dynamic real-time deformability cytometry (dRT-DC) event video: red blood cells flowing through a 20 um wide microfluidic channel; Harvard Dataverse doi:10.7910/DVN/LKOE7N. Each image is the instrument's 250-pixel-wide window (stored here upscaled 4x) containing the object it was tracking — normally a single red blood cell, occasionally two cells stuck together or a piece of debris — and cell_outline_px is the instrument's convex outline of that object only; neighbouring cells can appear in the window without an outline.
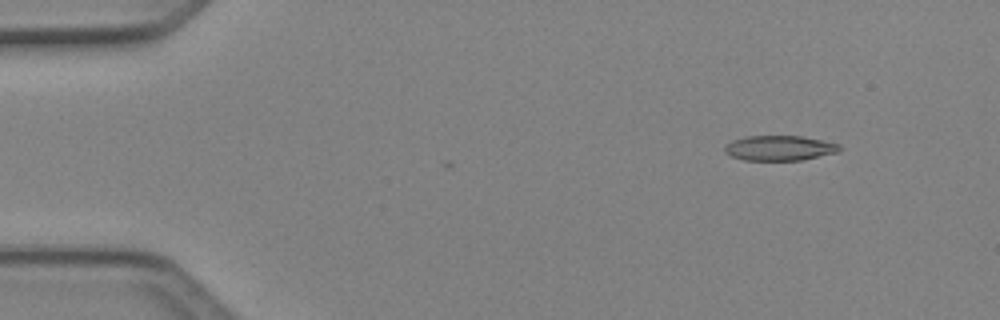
{"species": "Egyptian fruit bat (a non-hibernating species)", "species_latin": "Rousettus aegyptiacus", "temperature_condition": "cold", "stored_images_in_passage": 5, "camera_frame_rate_fps": 3000, "um_per_image_px": 0.085, "animal": {"sex": "female"}, "frame": {"image": 1, "passage_image": 2, "time_ms": 0.333, "image_size_px": [1000, 320], "cell_outline_px": [[840, 152], [800, 160], [744, 160], [732, 156], [724, 152], [724, 148], [732, 140], [748, 136], [800, 136], [840, 144]], "centroid_in_image_um": [66.26, 12.59], "position_along_channel_um": 18.7, "area_um2": 16.59}}
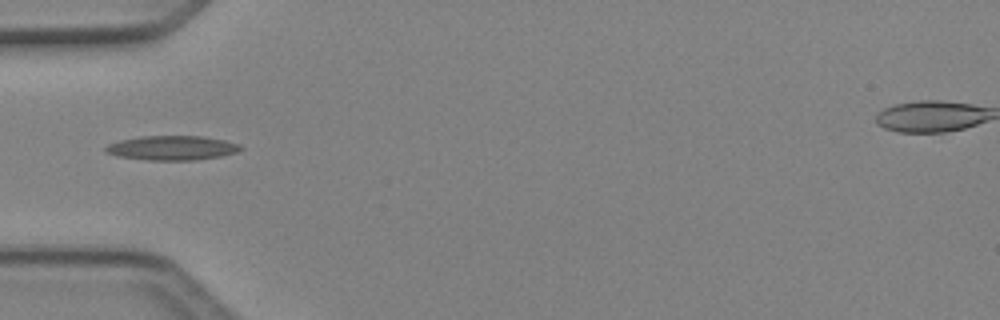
{"frame": {"image": 2, "passage_image": 5, "time_ms": 1.333, "image_size_px": [1000, 320], "cell_outline_px": [[244, 148], [236, 152], [220, 156], [196, 160], [148, 160], [116, 156], [104, 152], [104, 148], [108, 144], [120, 140], [140, 136], [204, 136], [224, 140], [240, 144]], "centroid_in_image_um": [14.6, 12.57], "position_along_channel_um": 70.4, "area_um2": 19.31}}